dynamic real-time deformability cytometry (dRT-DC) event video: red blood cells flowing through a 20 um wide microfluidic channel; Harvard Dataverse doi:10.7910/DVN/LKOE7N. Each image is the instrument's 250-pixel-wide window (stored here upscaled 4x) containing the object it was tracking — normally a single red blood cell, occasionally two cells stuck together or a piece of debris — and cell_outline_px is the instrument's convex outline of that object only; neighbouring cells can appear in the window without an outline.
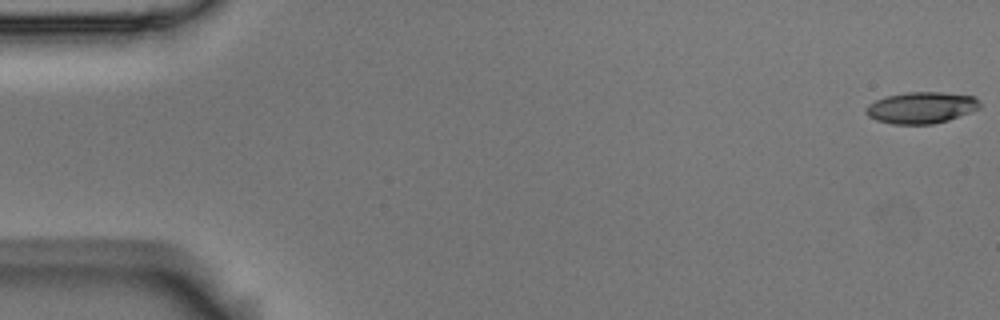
{"species": "Egyptian fruit bat (a non-hibernating species)", "species_latin": "Rousettus aegyptiacus", "temperature_condition": "room temperature", "stored_images_in_passage": 4, "camera_frame_rate_fps": 3000, "um_per_image_px": 0.085, "animal": {"sex": "male"}, "frame": {"image": 1, "passage_image": 1, "time_ms": 0.0, "image_size_px": [1000, 320], "cell_outline_px": [[980, 108], [948, 120], [932, 124], [892, 124], [876, 120], [868, 116], [864, 112], [864, 108], [868, 104], [884, 96], [904, 92], [940, 92], [976, 96], [980, 104]], "centroid_in_image_um": [78.27, 9.14], "position_along_channel_um": 6.7, "area_um2": 21.04}}
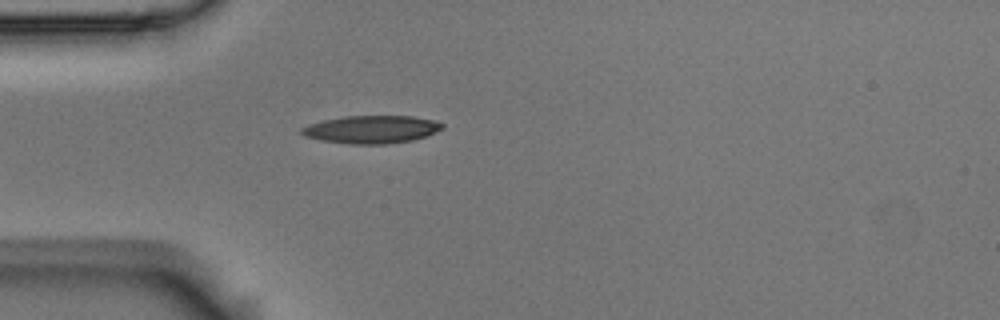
{"frame": {"image": 2, "passage_image": 4, "time_ms": 1.0, "image_size_px": [1000, 320], "cell_outline_px": [[444, 128], [436, 132], [412, 140], [384, 144], [348, 144], [320, 140], [304, 136], [300, 132], [300, 128], [308, 124], [324, 120], [344, 116], [412, 116], [436, 120], [444, 124]], "centroid_in_image_um": [31.56, 10.99], "position_along_channel_um": 53.4, "area_um2": 22.89}}